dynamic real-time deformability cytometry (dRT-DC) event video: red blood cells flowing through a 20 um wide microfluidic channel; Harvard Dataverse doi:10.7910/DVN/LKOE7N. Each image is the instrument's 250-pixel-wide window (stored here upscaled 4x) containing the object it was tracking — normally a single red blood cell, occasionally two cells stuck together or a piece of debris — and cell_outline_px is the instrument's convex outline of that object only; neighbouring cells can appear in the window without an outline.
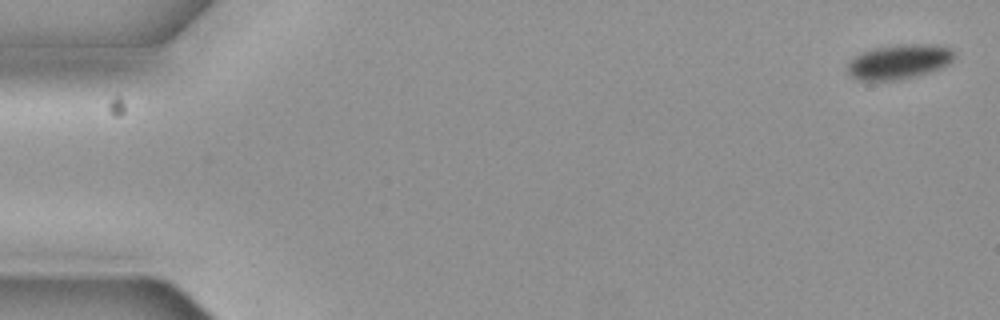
{"species": "common noctule bat (a hibernating species)", "species_latin": "Nyctalus noctula", "temperature_condition": "cold", "stored_images_in_passage": 6, "camera_frame_rate_fps": 3000, "um_per_image_px": 0.085, "animal": {"sex": "female", "body_mass_g": 19.3, "forearm_length_mm": 54.1}, "frame": {"image": 1, "passage_image": 1, "time_ms": 0.0, "image_size_px": [1000, 320], "cell_outline_px": [[956, 56], [948, 64], [932, 72], [916, 76], [896, 80], [856, 80], [848, 72], [848, 64], [856, 56], [864, 52], [876, 48], [896, 44], [936, 44], [952, 48], [956, 52]], "centroid_in_image_um": [76.5, 5.24], "position_along_channel_um": 8.5, "area_um2": 21.62}}